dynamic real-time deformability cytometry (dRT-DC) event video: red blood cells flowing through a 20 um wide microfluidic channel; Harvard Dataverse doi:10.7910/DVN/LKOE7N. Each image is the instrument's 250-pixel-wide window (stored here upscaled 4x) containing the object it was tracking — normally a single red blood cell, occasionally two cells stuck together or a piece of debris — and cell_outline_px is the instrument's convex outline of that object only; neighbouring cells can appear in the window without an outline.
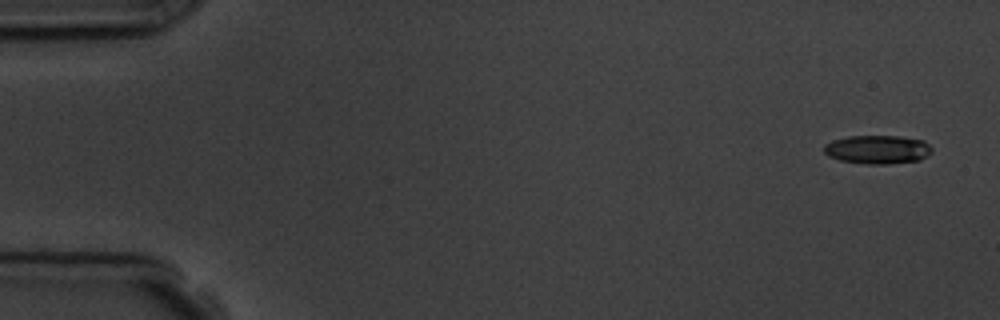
{"species": "common noctule bat (a hibernating species)", "species_latin": "Nyctalus noctula", "temperature_condition": "room temperature", "stored_images_in_passage": 5, "camera_frame_rate_fps": 3000, "um_per_image_px": 0.085, "animal": {"sex": "male", "body_mass_g": 19.5, "forearm_length_mm": 54.6}, "frame": {"image": 1, "passage_image": 1, "time_ms": 0.0, "image_size_px": [1000, 320], "cell_outline_px": [[932, 152], [920, 160], [888, 164], [864, 164], [840, 160], [828, 156], [824, 152], [824, 144], [832, 140], [848, 136], [900, 136], [924, 140], [932, 148]], "centroid_in_image_um": [74.59, 12.7], "position_along_channel_um": 10.4, "area_um2": 18.15}}
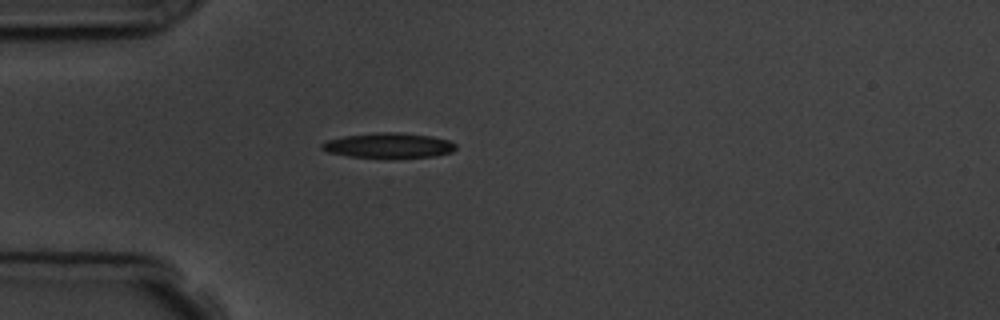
{"frame": {"image": 2, "passage_image": 5, "time_ms": 4.333, "image_size_px": [1000, 320], "cell_outline_px": [[456, 148], [452, 152], [436, 156], [392, 160], [348, 156], [328, 152], [320, 148], [320, 144], [324, 140], [344, 136], [376, 132], [400, 132], [432, 136], [448, 140], [456, 144]], "centroid_in_image_um": [33.03, 12.39], "position_along_channel_um": 52.0, "area_um2": 20.46}}